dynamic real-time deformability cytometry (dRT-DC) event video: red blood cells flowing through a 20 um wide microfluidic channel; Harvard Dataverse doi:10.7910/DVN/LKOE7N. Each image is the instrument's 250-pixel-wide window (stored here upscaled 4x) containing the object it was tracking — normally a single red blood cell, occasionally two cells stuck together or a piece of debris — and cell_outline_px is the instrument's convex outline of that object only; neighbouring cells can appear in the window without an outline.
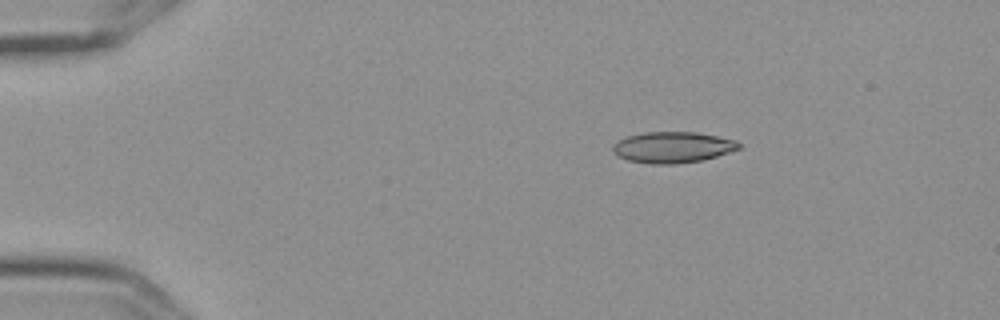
{"species": "Egyptian fruit bat (a non-hibernating species)", "species_latin": "Rousettus aegyptiacus", "temperature_condition": "cold", "stored_images_in_passage": 4, "camera_frame_rate_fps": 3000, "um_per_image_px": 0.085, "frame": {"image": 1, "passage_image": 1, "time_ms": 0.0, "image_size_px": [1000, 320], "cell_outline_px": [[740, 148], [716, 156], [700, 160], [676, 164], [652, 164], [628, 160], [616, 156], [612, 152], [612, 148], [616, 140], [628, 136], [644, 132], [696, 132], [736, 140], [740, 144]], "centroid_in_image_um": [57.12, 12.52], "position_along_channel_um": 27.9, "area_um2": 22.77}}
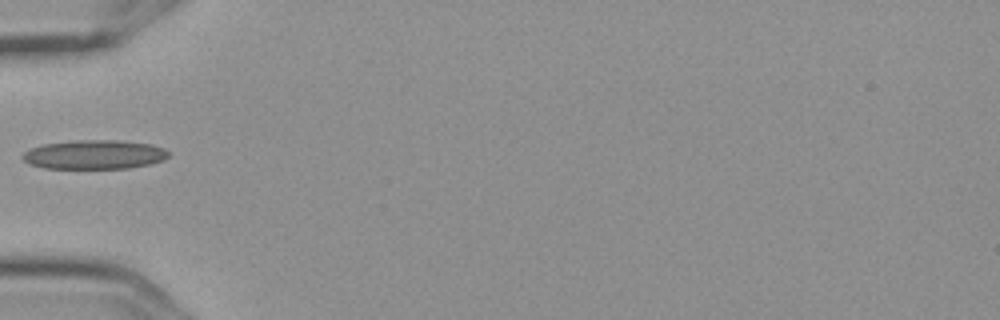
{"frame": {"image": 2, "passage_image": 4, "time_ms": 1.0, "image_size_px": [1000, 320], "cell_outline_px": [[168, 156], [164, 160], [148, 164], [128, 168], [44, 168], [32, 164], [24, 160], [20, 156], [24, 152], [32, 148], [44, 144], [76, 140], [120, 140], [152, 144], [164, 148], [168, 152]], "centroid_in_image_um": [8.04, 13.13], "position_along_channel_um": 77.0, "area_um2": 24.62}}